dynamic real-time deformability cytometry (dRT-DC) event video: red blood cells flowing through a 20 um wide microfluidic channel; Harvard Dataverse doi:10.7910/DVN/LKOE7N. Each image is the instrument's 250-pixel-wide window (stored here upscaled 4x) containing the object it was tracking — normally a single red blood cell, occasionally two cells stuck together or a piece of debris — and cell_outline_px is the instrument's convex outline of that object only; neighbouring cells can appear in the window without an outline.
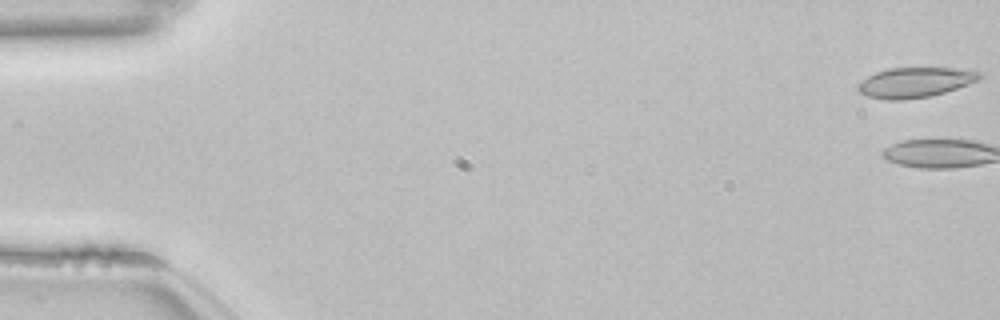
{"species": "common noctule bat (a hibernating species)", "species_latin": "Nyctalus noctula", "temperature_condition": "room temperature", "stored_images_in_passage": 3, "camera_frame_rate_fps": 3000, "um_per_image_px": 0.085, "animal": {"sex": "female", "body_mass_g": 22.7, "forearm_length_mm": 54.2}, "frame": {"image": 1, "passage_image": 1, "time_ms": 0.0, "image_size_px": [1000, 320], "cell_outline_px": [[984, 76], [976, 80], [956, 88], [944, 92], [928, 96], [904, 100], [884, 100], [868, 96], [856, 92], [856, 84], [868, 76], [876, 72], [888, 68], [956, 68], [980, 72]], "centroid_in_image_um": [77.7, 7.01], "position_along_channel_um": 7.3, "area_um2": 21.27}}